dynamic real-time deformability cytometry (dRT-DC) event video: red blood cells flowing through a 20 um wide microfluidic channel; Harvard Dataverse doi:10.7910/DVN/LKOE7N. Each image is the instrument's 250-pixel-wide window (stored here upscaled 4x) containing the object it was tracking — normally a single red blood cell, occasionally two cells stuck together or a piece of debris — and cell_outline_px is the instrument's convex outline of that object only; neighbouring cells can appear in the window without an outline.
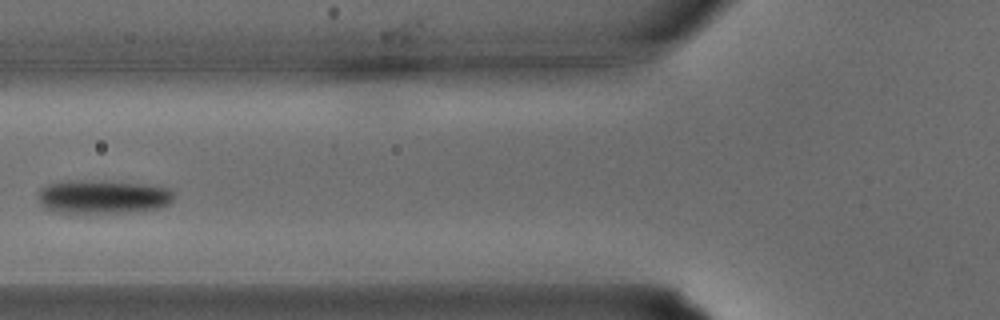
{"species": "common noctule bat (a hibernating species)", "species_latin": "Nyctalus noctula", "temperature_condition": "warm", "stored_images_in_passage": 25, "camera_frame_rate_fps": 3000, "um_per_image_px": 0.085, "animal": {"sex": "male", "body_mass_g": 15.6}, "frame": {"image": 1, "passage_image": 4, "time_ms": 1.0, "image_size_px": [1000, 320], "cell_outline_px": [[172, 200], [168, 204], [160, 208], [144, 212], [52, 212], [44, 208], [36, 200], [40, 188], [48, 184], [68, 180], [104, 180], [144, 184], [168, 188], [172, 192]], "centroid_in_image_um": [8.7, 16.72], "position_along_channel_um": 117.1, "area_um2": 27.05}}
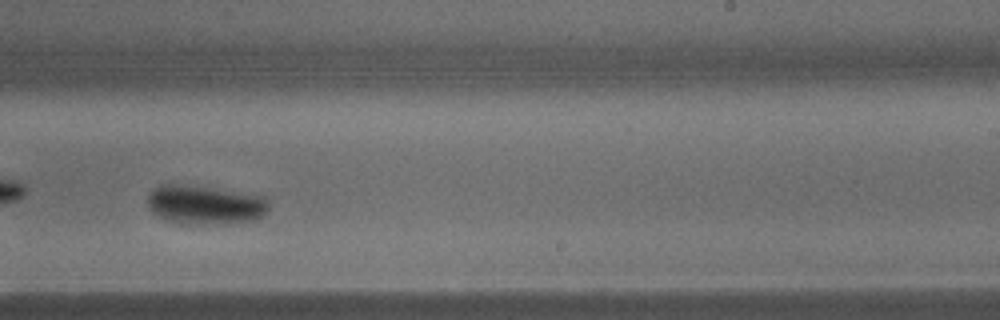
{"frame": {"image": 2, "passage_image": 12, "time_ms": 3.667, "image_size_px": [1000, 320], "cell_outline_px": [[268, 208], [264, 216], [256, 220], [216, 224], [180, 224], [164, 220], [156, 216], [152, 212], [148, 204], [148, 192], [152, 188], [160, 184], [180, 184], [212, 188], [264, 196], [268, 200]], "centroid_in_image_um": [17.38, 17.42], "position_along_channel_um": 271.6, "area_um2": 27.92}}
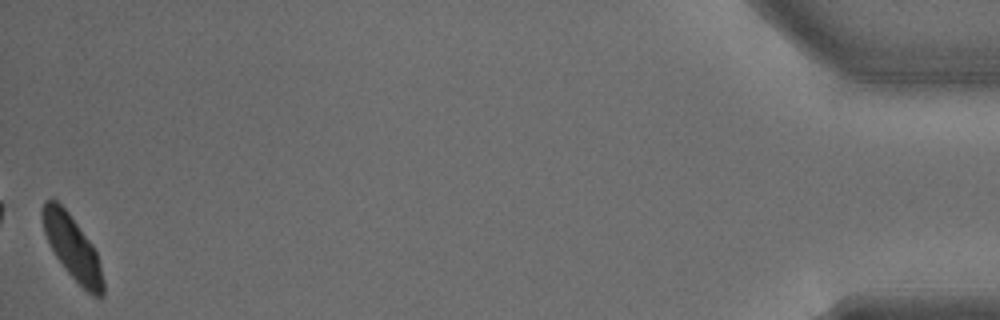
{"frame": {"image": 3, "passage_image": 25, "time_ms": 8.0, "image_size_px": [1000, 320], "cell_outline_px": [[104, 296], [100, 300], [92, 296], [68, 272], [56, 256], [44, 232], [44, 200], [56, 200], [68, 212], [88, 240], [96, 252], [100, 264], [104, 280]], "centroid_in_image_um": [6.22, 21.13], "position_along_channel_um": 429.0, "area_um2": 21.73}}